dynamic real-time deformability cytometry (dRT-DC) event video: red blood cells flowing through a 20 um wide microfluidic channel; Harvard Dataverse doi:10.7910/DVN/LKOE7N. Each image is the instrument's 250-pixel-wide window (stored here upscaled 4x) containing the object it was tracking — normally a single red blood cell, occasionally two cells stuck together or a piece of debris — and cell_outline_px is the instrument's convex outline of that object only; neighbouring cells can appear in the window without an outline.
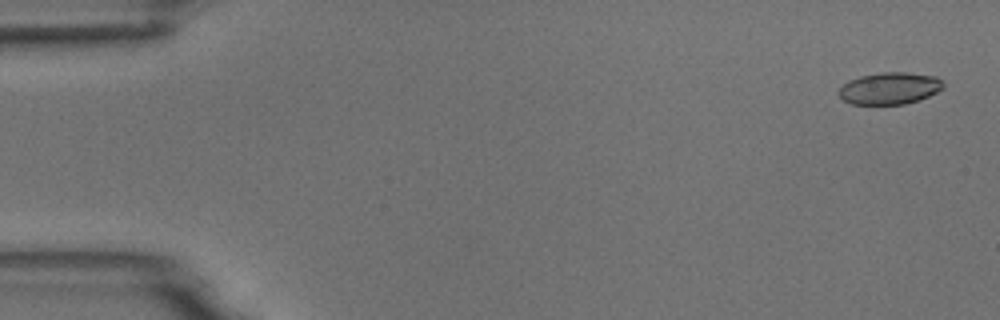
{"species": "common noctule bat (a hibernating species)", "species_latin": "Nyctalus noctula", "temperature_condition": "room temperature", "stored_images_in_passage": 55, "camera_frame_rate_fps": 3000, "um_per_image_px": 0.085, "animal": {"sex": "male", "body_mass_g": 18.8}, "frame": {"image": 1, "passage_image": 2, "time_ms": 0.333, "image_size_px": [1000, 320], "cell_outline_px": [[944, 88], [928, 96], [904, 104], [852, 104], [844, 100], [840, 96], [840, 88], [848, 80], [860, 76], [880, 72], [908, 72], [936, 76], [944, 84]], "centroid_in_image_um": [75.63, 7.49], "position_along_channel_um": 9.4, "area_um2": 19.31}}
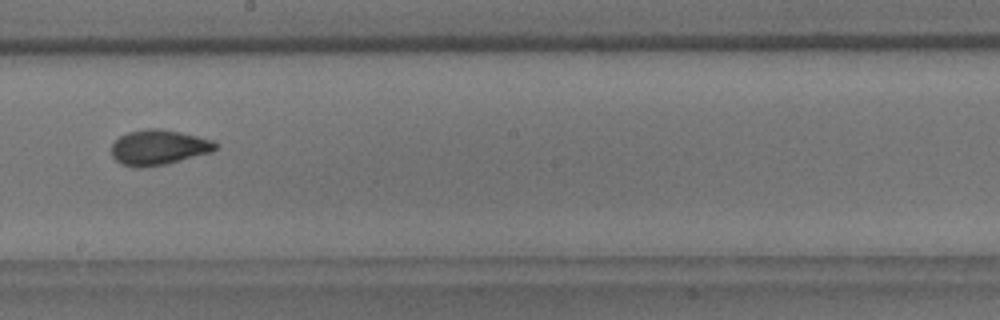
{"frame": {"image": 2, "passage_image": 31, "time_ms": 10.0, "image_size_px": [1000, 320], "cell_outline_px": [[216, 148], [212, 152], [168, 164], [140, 168], [136, 168], [120, 164], [112, 156], [112, 144], [120, 136], [128, 132], [144, 128], [160, 128], [180, 132], [216, 140]], "centroid_in_image_um": [13.49, 12.53], "position_along_channel_um": 234.7, "area_um2": 21.62}}
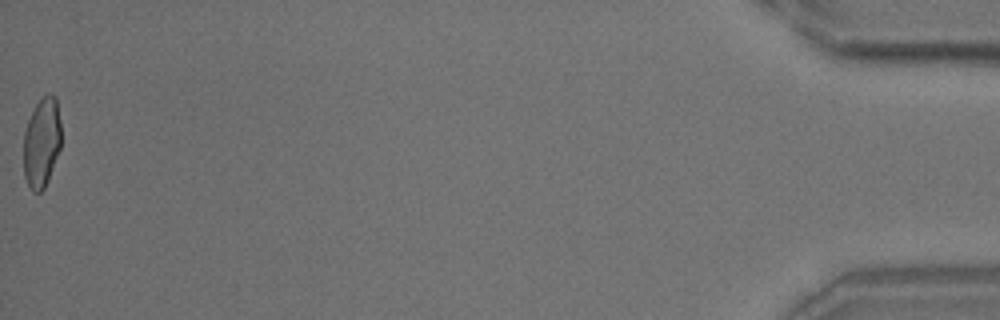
{"frame": {"image": 3, "passage_image": 55, "time_ms": 18.0, "image_size_px": [1000, 320], "cell_outline_px": [[60, 148], [48, 180], [44, 188], [40, 192], [32, 192], [24, 176], [24, 132], [28, 120], [36, 104], [48, 92], [52, 92], [56, 96], [60, 120]], "centroid_in_image_um": [3.55, 12.09], "position_along_channel_um": 431.7, "area_um2": 19.65}, "authors_computed_cell_mechanics": {"area_um2": 20.519, "velocity_mm_per_s": 3.6911, "shape_relaxation_time_tau1_ms": 4.8021, "shape_relaxation_time_tau2_ms": 1.2917, "deformation_change_tau1": 0.1489, "deformation_change_tau2": 0.0609}}